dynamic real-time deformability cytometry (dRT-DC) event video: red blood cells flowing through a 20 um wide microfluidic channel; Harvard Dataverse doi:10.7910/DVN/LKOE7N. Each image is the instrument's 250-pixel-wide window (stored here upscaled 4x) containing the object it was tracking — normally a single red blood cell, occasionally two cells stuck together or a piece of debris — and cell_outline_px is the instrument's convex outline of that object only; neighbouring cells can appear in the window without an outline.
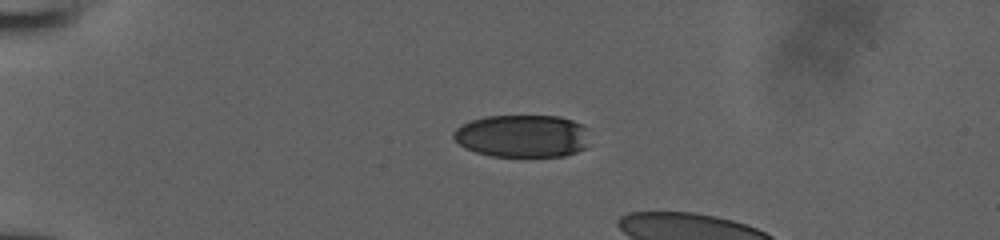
{"species": "human", "species_latin": "Homo sapiens", "temperature_condition": "room temperature", "stored_images_in_passage": 16, "camera_frame_rate_fps": 3000, "um_per_image_px": 0.085, "donor": {"sex": "male"}, "frame": {"image": 1, "passage_image": 10, "time_ms": 3.0, "image_size_px": [1000, 240], "cell_outline_px": [[592, 144], [588, 148], [564, 156], [492, 156], [476, 152], [464, 148], [452, 136], [452, 132], [460, 124], [484, 116], [560, 116], [584, 124], [588, 128]], "centroid_in_image_um": [44.48, 11.56], "position_along_channel_um": 40.5, "area_um2": 34.56}}
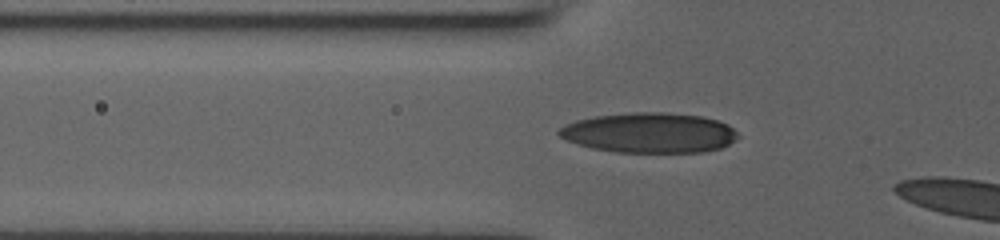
{"frame": {"image": 2, "passage_image": 14, "time_ms": 4.333, "image_size_px": [1000, 240], "cell_outline_px": [[740, 136], [736, 140], [720, 148], [704, 152], [616, 152], [592, 148], [576, 144], [560, 136], [556, 132], [564, 124], [576, 120], [596, 116], [636, 112], [660, 112], [700, 116], [716, 120], [728, 124]], "centroid_in_image_um": [55.19, 11.29], "position_along_channel_um": 70.6, "area_um2": 41.73}}